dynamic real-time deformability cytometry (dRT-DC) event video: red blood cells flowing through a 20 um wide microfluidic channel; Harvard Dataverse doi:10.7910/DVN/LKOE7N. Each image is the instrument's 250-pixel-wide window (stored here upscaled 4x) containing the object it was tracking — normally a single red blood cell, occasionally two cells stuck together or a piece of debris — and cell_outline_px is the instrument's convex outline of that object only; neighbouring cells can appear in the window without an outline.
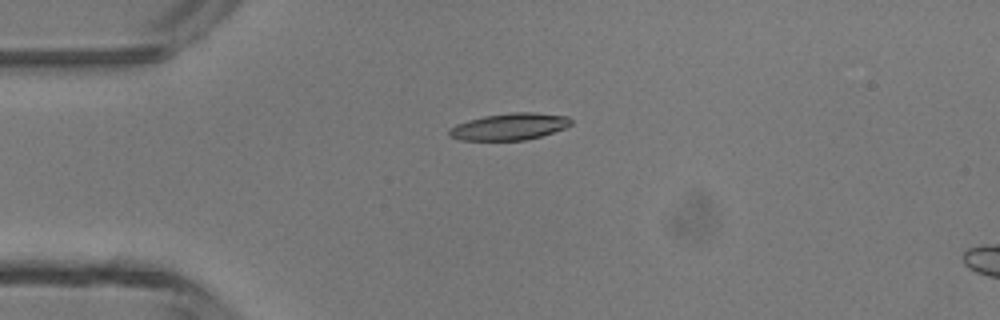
{"species": "common noctule bat (a hibernating species)", "species_latin": "Nyctalus noctula", "temperature_condition": "room temperature", "stored_images_in_passage": 36, "camera_frame_rate_fps": 3000, "um_per_image_px": 0.085, "animal": {"sex": "male", "body_mass_g": 13.3}, "frame": {"image": 1, "passage_image": 1, "time_ms": 0.0, "image_size_px": [1000, 320], "cell_outline_px": [[572, 124], [564, 128], [540, 136], [524, 140], [460, 140], [448, 136], [448, 128], [456, 124], [468, 120], [484, 116], [512, 112], [532, 112], [568, 116], [572, 120]], "centroid_in_image_um": [43.27, 10.76], "position_along_channel_um": 41.7, "area_um2": 19.02}}
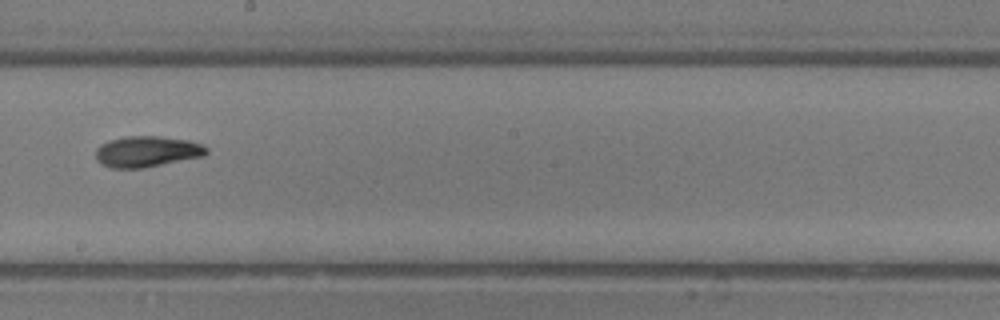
{"frame": {"image": 2, "passage_image": 16, "time_ms": 5.0, "image_size_px": [1000, 320], "cell_outline_px": [[208, 152], [204, 156], [144, 168], [112, 168], [100, 164], [96, 160], [96, 148], [100, 144], [108, 140], [124, 136], [160, 136], [188, 140], [200, 144], [208, 148]], "centroid_in_image_um": [12.46, 12.88], "position_along_channel_um": 235.7, "area_um2": 20.17}}
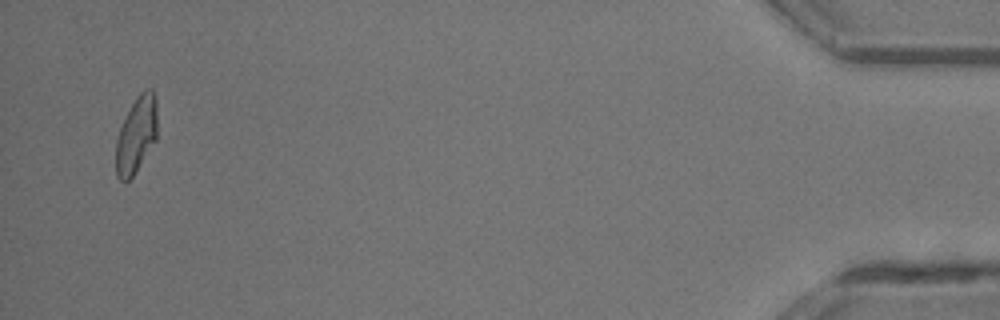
{"frame": {"image": 3, "passage_image": 35, "time_ms": 11.333, "image_size_px": [1000, 320], "cell_outline_px": [[156, 140], [132, 176], [128, 180], [120, 180], [116, 176], [116, 140], [120, 128], [136, 96], [144, 88], [152, 88], [156, 96]], "centroid_in_image_um": [11.59, 11.42], "position_along_channel_um": 423.6, "area_um2": 18.21}, "authors_computed_cell_mechanics": {"area_um2": 19.4497, "velocity_mm_per_s": 4.3767, "shape_relaxation_time_tau1_ms": 5.2767, "shape_relaxation_time_tau2_ms": 6.0188, "deformation_change_tau1": 0.2071, "deformation_change_tau2": 0.1264}}